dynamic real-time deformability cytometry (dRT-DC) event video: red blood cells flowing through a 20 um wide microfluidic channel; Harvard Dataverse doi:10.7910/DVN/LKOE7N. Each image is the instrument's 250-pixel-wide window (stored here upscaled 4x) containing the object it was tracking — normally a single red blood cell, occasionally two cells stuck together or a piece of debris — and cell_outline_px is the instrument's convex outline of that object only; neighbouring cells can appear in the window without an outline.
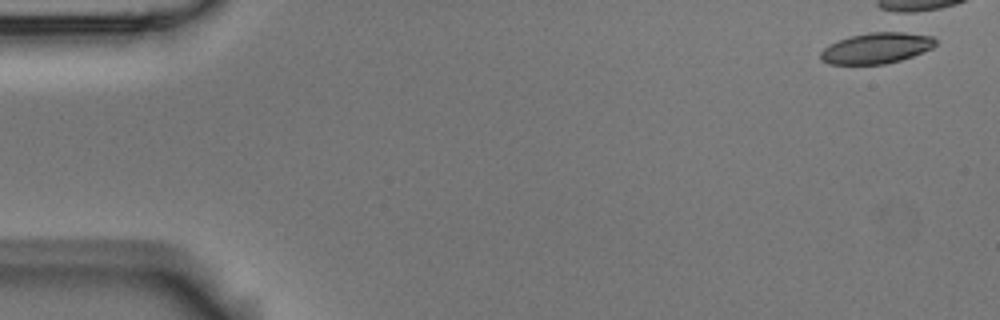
{"species": "Egyptian fruit bat (a non-hibernating species)", "species_latin": "Rousettus aegyptiacus", "temperature_condition": "room temperature", "stored_images_in_passage": 1, "camera_frame_rate_fps": 3000, "um_per_image_px": 0.085, "animal": {"sex": "male"}, "frame": {"image": 1, "passage_image": 1, "time_ms": 0.0, "image_size_px": [1000, 320], "cell_outline_px": [[936, 44], [932, 48], [912, 56], [900, 60], [884, 64], [828, 64], [820, 60], [820, 52], [828, 44], [848, 36], [868, 32], [896, 28], [932, 36], [936, 40]], "centroid_in_image_um": [74.52, 4.03], "position_along_channel_um": 10.5, "area_um2": 21.56}}